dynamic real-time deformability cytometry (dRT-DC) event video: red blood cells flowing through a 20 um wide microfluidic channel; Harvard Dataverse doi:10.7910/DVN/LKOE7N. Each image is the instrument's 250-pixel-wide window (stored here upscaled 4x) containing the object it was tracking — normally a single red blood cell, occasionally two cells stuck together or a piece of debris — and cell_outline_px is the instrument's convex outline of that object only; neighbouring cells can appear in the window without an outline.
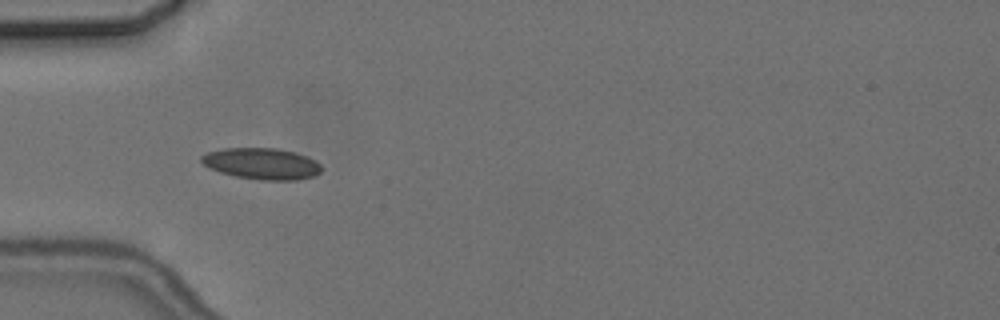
{"species": "common noctule bat (a hibernating species)", "species_latin": "Nyctalus noctula", "temperature_condition": "cold", "stored_images_in_passage": 7, "camera_frame_rate_fps": 3000, "um_per_image_px": 0.085, "animal": {"sex": "female", "body_mass_g": 24.6, "forearm_length_mm": 56.2}, "frame": {"image": 1, "passage_image": 2, "time_ms": 1.0, "image_size_px": [1000, 320], "cell_outline_px": [[324, 168], [320, 172], [312, 176], [296, 180], [260, 180], [236, 176], [220, 172], [208, 168], [200, 160], [200, 156], [208, 152], [224, 148], [276, 148], [296, 152], [316, 160]], "centroid_in_image_um": [22.26, 13.91], "position_along_channel_um": 62.7, "area_um2": 22.02}}
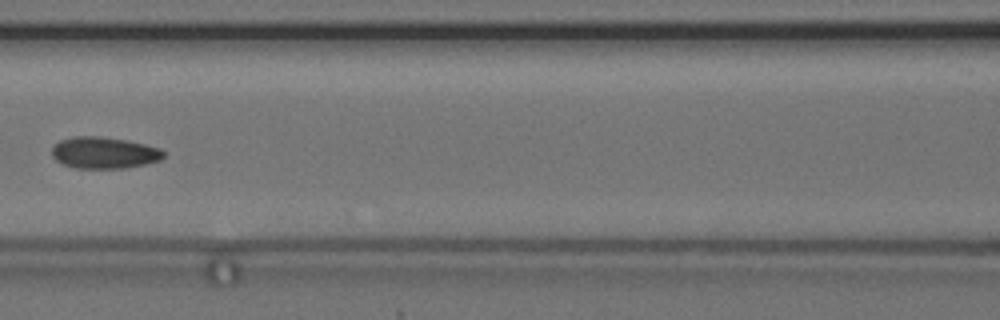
{"frame": {"image": 2, "passage_image": 4, "time_ms": 3.667, "image_size_px": [1000, 320], "cell_outline_px": [[164, 156], [160, 160], [144, 164], [124, 168], [76, 168], [64, 164], [56, 160], [52, 156], [52, 148], [60, 140], [72, 136], [100, 136], [124, 140], [144, 144], [160, 148], [164, 152]], "centroid_in_image_um": [8.83, 12.98], "position_along_channel_um": 157.8, "area_um2": 20.4}}